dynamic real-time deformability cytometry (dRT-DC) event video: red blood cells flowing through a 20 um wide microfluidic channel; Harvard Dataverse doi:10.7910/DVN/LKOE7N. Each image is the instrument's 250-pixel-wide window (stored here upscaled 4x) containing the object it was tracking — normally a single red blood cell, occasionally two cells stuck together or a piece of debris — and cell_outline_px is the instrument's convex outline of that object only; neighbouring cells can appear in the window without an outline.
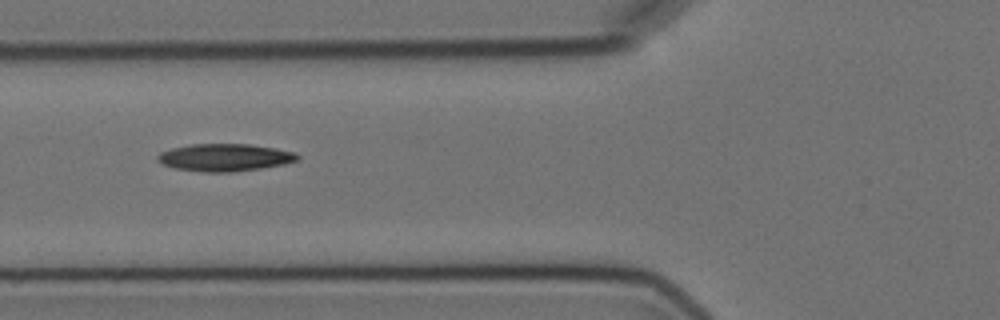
{"species": "Egyptian fruit bat (a non-hibernating species)", "species_latin": "Rousettus aegyptiacus", "temperature_condition": "cold", "stored_images_in_passage": 13, "camera_frame_rate_fps": 3000, "um_per_image_px": 0.085, "animal": {"sex": "female"}, "frame": {"image": 1, "passage_image": 4, "time_ms": 4.333, "image_size_px": [1000, 320], "cell_outline_px": [[300, 156], [296, 160], [284, 164], [260, 168], [228, 172], [204, 172], [176, 168], [164, 164], [156, 160], [156, 156], [160, 152], [172, 148], [192, 144], [248, 144], [276, 148], [292, 152]], "centroid_in_image_um": [19.07, 13.38], "position_along_channel_um": 106.7, "area_um2": 22.08}}
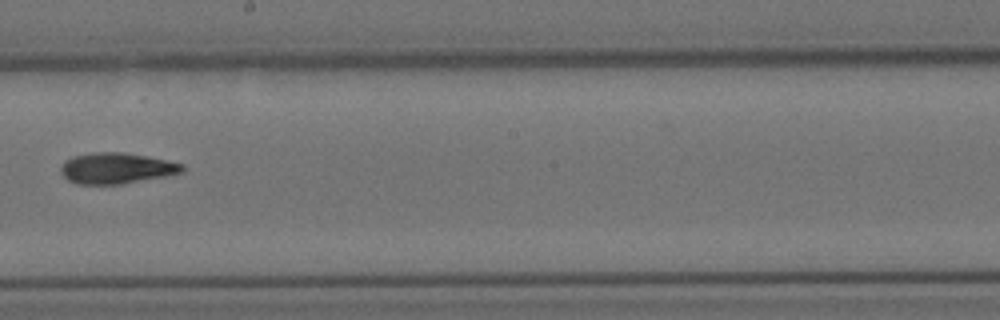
{"frame": {"image": 2, "passage_image": 7, "time_ms": 8.0, "image_size_px": [1000, 320], "cell_outline_px": [[184, 172], [164, 176], [120, 184], [76, 184], [68, 180], [60, 172], [60, 168], [64, 160], [72, 156], [92, 152], [120, 152], [148, 156], [168, 160], [184, 164]], "centroid_in_image_um": [9.88, 14.29], "position_along_channel_um": 238.3, "area_um2": 21.96}}
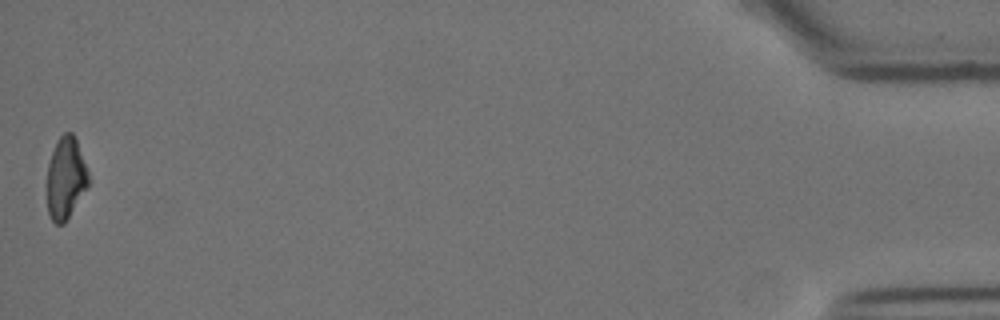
{"frame": {"image": 3, "passage_image": 13, "time_ms": 16.0, "image_size_px": [1000, 320], "cell_outline_px": [[88, 188], [64, 224], [56, 224], [52, 220], [48, 212], [48, 164], [56, 140], [64, 132], [72, 132], [76, 140], [88, 172]], "centroid_in_image_um": [5.59, 15.15], "position_along_channel_um": 429.6, "area_um2": 19.59}, "authors_computed_cell_mechanics": {"area_um2": 21.5016, "velocity_mm_per_s": 3.5878, "shape_relaxation_time_tau1_ms": 3.784, "shape_relaxation_time_tau2_ms": 5.3807, "deformation_change_tau1": 0.1109, "deformation_change_tau2": 0.1373}}